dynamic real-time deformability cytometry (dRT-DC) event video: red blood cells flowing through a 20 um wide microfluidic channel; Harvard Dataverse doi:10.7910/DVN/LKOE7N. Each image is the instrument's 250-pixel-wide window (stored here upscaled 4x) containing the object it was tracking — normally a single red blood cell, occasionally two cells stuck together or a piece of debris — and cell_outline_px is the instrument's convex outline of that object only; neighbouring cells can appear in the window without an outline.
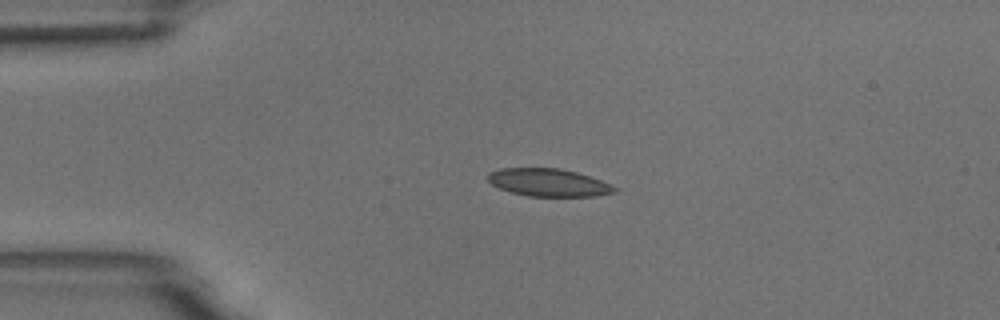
{"species": "common noctule bat (a hibernating species)", "species_latin": "Nyctalus noctula", "temperature_condition": "room temperature", "stored_images_in_passage": 4, "camera_frame_rate_fps": 3000, "um_per_image_px": 0.085, "animal": {"sex": "male", "body_mass_g": 18.8}, "frame": {"image": 1, "passage_image": 3, "time_ms": 2.333, "image_size_px": [1000, 320], "cell_outline_px": [[620, 188], [616, 192], [596, 196], [528, 196], [512, 192], [500, 188], [492, 184], [488, 180], [488, 172], [500, 168], [560, 168], [576, 172], [600, 180]], "centroid_in_image_um": [46.64, 15.51], "position_along_channel_um": 38.4, "area_um2": 20.4}}